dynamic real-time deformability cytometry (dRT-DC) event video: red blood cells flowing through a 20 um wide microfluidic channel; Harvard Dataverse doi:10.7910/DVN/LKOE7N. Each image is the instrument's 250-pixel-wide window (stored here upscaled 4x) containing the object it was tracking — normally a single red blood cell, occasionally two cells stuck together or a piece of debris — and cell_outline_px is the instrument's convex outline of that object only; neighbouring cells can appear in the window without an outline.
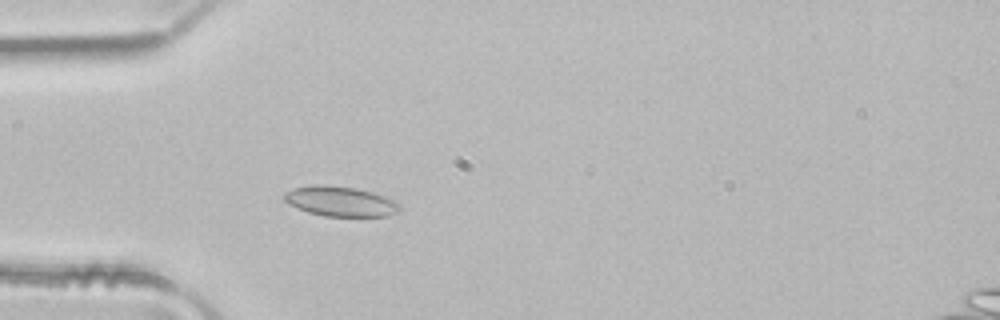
{"species": "common noctule bat (a hibernating species)", "species_latin": "Nyctalus noctula", "temperature_condition": "room temperature", "stored_images_in_passage": 3, "camera_frame_rate_fps": 3000, "um_per_image_px": 0.085, "animal": {"sex": "male", "body_mass_g": 21.5, "forearm_length_mm": 52.0}, "frame": {"image": 1, "passage_image": 3, "time_ms": 0.667, "image_size_px": [1000, 320], "cell_outline_px": [[400, 208], [396, 212], [388, 216], [324, 216], [308, 212], [296, 208], [288, 204], [284, 200], [284, 192], [292, 188], [316, 184], [328, 184], [356, 188], [372, 192], [384, 196], [400, 204]], "centroid_in_image_um": [28.88, 17.1], "position_along_channel_um": 56.1, "area_um2": 20.29}}